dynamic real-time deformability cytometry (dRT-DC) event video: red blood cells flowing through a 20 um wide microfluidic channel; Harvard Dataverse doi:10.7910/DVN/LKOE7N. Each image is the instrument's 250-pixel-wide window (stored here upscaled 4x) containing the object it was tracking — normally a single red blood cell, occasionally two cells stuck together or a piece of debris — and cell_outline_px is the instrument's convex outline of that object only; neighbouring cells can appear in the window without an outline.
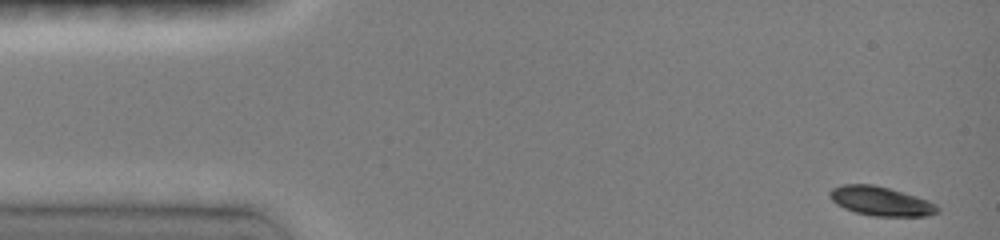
{"species": "common noctule bat (a hibernating species)", "species_latin": "Nyctalus noctula", "temperature_condition": "room temperature", "stored_images_in_passage": 43, "camera_frame_rate_fps": 3000, "um_per_image_px": 0.085, "animal": {"sex": "female", "body_mass_g": 19.0, "forearm_length_mm": 51.5}, "frame": {"image": 1, "passage_image": 1, "time_ms": 0.0, "image_size_px": [1000, 240], "cell_outline_px": [[940, 212], [928, 216], [872, 216], [856, 212], [844, 208], [836, 204], [828, 196], [828, 192], [832, 188], [844, 184], [872, 184], [888, 188], [916, 196], [928, 200], [936, 204], [940, 208]], "centroid_in_image_um": [74.87, 17.1], "position_along_channel_um": 10.1, "area_um2": 18.38}}
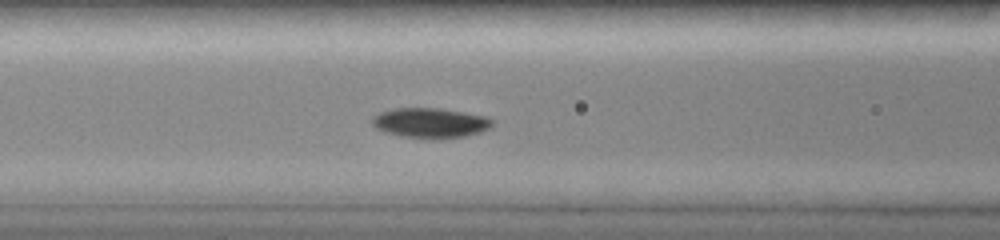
{"frame": {"image": 2, "passage_image": 16, "time_ms": 5.667, "image_size_px": [1000, 240], "cell_outline_px": [[492, 124], [488, 128], [480, 132], [464, 136], [436, 140], [432, 140], [400, 136], [384, 132], [376, 128], [372, 124], [372, 116], [380, 112], [392, 108], [436, 108], [464, 112], [484, 116], [492, 120]], "centroid_in_image_um": [36.52, 10.46], "position_along_channel_um": 130.1, "area_um2": 21.15}}
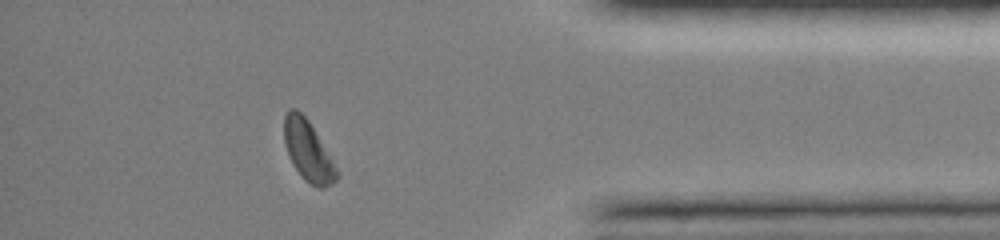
{"frame": {"image": 3, "passage_image": 39, "time_ms": 13.0, "image_size_px": [1000, 240], "cell_outline_px": [[340, 176], [332, 184], [324, 188], [320, 188], [304, 180], [300, 176], [292, 164], [284, 144], [284, 116], [288, 108], [296, 108], [308, 120], [340, 172]], "centroid_in_image_um": [26.18, 12.84], "position_along_channel_um": 409.0, "area_um2": 18.61}, "authors_computed_cell_mechanics": {"area_um2": 19.4786, "velocity_mm_per_s": 4.0614, "shape_relaxation_time_tau1_ms": 2.5557, "shape_relaxation_time_tau2_ms": null, "deformation_change_tau1": 0.1183, "deformation_change_tau2": null}}